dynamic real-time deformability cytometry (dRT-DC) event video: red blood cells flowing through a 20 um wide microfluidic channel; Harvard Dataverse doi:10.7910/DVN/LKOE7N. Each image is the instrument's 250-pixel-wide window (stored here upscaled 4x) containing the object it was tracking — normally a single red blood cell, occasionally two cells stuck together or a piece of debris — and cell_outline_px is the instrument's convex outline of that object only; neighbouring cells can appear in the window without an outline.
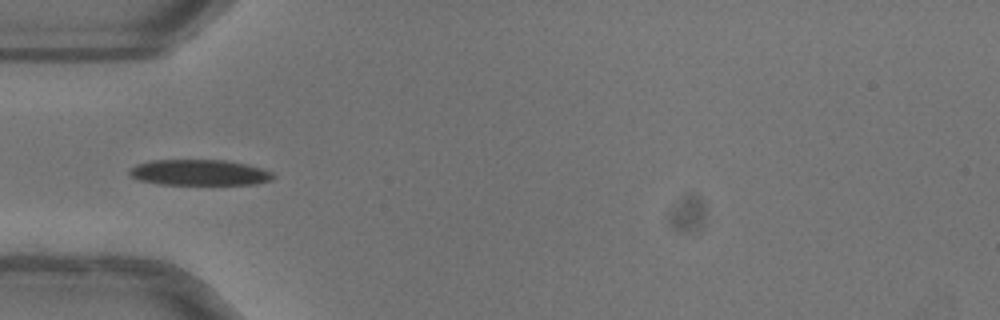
{"species": "common noctule bat (a hibernating species)", "species_latin": "Nyctalus noctula", "temperature_condition": "warm", "stored_images_in_passage": 36, "camera_frame_rate_fps": 3000, "um_per_image_px": 0.085, "animal": {"sex": "female"}, "frame": {"image": 1, "passage_image": 1, "time_ms": 0.0, "image_size_px": [1000, 320], "cell_outline_px": [[276, 176], [272, 180], [256, 184], [156, 184], [140, 180], [128, 176], [128, 168], [136, 164], [152, 160], [228, 160], [248, 164], [272, 172]], "centroid_in_image_um": [16.92, 14.66], "position_along_channel_um": 68.1, "area_um2": 21.85}, "authors_computed_cell_mechanics": {"area_um2": 22.3975, "velocity_mm_per_s": 4.0178, "shape_relaxation_time_tau1_ms": 4.6175, "shape_relaxation_time_tau2_ms": 6.3237, "deformation_change_tau1": 0.1568, "deformation_change_tau2": 0.0925}}